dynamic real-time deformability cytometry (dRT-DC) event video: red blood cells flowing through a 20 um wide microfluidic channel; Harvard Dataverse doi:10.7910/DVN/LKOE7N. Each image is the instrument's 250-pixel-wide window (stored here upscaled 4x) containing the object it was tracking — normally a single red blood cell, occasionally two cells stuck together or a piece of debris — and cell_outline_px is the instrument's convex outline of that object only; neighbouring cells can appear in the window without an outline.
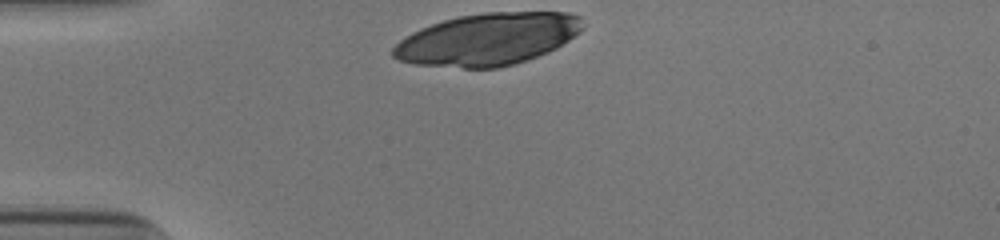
{"species": "human", "species_latin": "Homo sapiens", "temperature_condition": "cold", "stored_images_in_passage": 29, "camera_frame_rate_fps": 3000, "um_per_image_px": 0.085, "donor": {"sex": "male"}, "frame": {"image": 1, "passage_image": 1, "time_ms": 0.0, "image_size_px": [1000, 240], "cell_outline_px": [[584, 28], [580, 32], [556, 48], [548, 52], [516, 64], [496, 68], [464, 68], [412, 64], [400, 60], [392, 56], [392, 48], [400, 40], [412, 32], [420, 28], [444, 20], [460, 16], [484, 12], [568, 12], [580, 16]], "centroid_in_image_um": [41.46, 3.34], "position_along_channel_um": 43.5, "area_um2": 57.68}}